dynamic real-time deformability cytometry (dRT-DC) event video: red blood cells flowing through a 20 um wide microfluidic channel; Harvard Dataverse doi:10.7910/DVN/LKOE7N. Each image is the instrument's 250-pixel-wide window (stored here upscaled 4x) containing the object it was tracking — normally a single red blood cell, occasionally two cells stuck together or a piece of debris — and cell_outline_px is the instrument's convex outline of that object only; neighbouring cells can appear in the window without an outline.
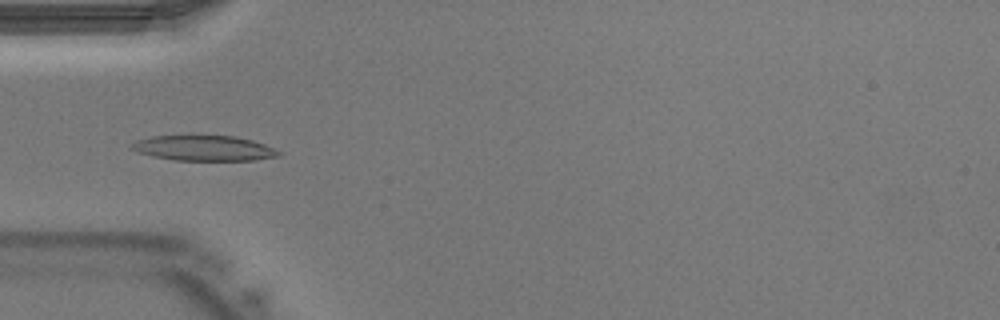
{"species": "Egyptian fruit bat (a non-hibernating species)", "species_latin": "Rousettus aegyptiacus", "temperature_condition": "warm", "stored_images_in_passage": 41, "camera_frame_rate_fps": 3000, "um_per_image_px": 0.085, "animal": {"sex": "male"}, "frame": {"image": 1, "passage_image": 13, "time_ms": 4.0, "image_size_px": [1000, 320], "cell_outline_px": [[284, 152], [280, 156], [256, 160], [172, 160], [152, 156], [136, 152], [132, 148], [132, 144], [136, 140], [152, 136], [236, 136], [252, 140], [264, 144]], "centroid_in_image_um": [17.38, 12.6], "position_along_channel_um": 67.6, "area_um2": 21.68}}
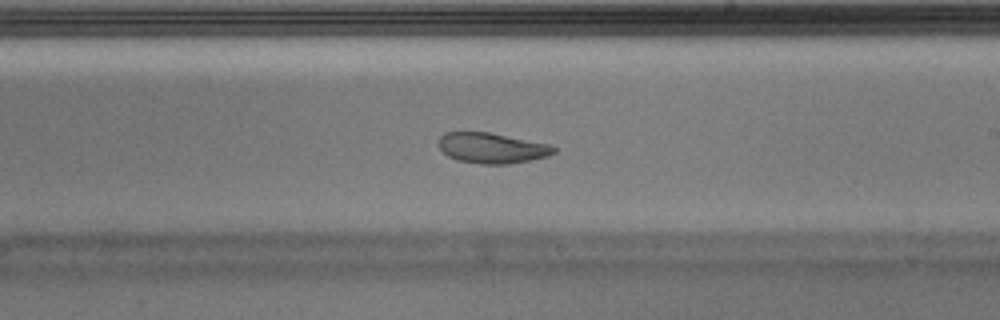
{"frame": {"image": 2, "passage_image": 24, "time_ms": 7.667, "image_size_px": [1000, 320], "cell_outline_px": [[556, 152], [548, 156], [532, 160], [508, 164], [480, 164], [456, 160], [448, 156], [440, 148], [440, 136], [444, 132], [488, 132], [552, 144], [556, 148]], "centroid_in_image_um": [41.86, 12.58], "position_along_channel_um": 247.1, "area_um2": 20.58}}
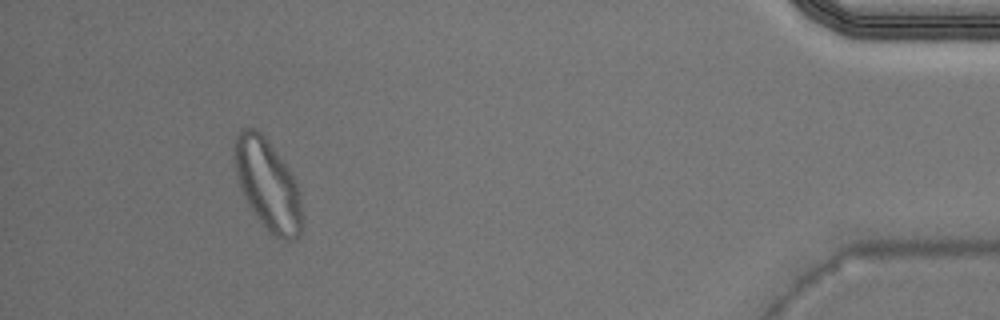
{"frame": {"image": 3, "passage_image": 38, "time_ms": 12.333, "image_size_px": [1000, 320], "cell_outline_px": [[300, 236], [292, 240], [280, 240], [268, 232], [260, 224], [244, 196], [240, 188], [236, 176], [232, 156], [232, 144], [236, 136], [244, 128], [256, 128], [264, 136], [296, 180], [300, 192]], "centroid_in_image_um": [22.7, 15.7], "position_along_channel_um": 412.5, "area_um2": 35.78}}